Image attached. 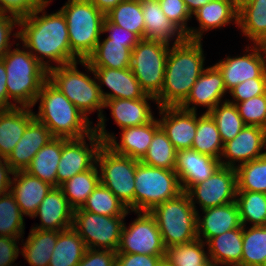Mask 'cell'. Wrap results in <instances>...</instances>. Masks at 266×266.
<instances>
[{
    "mask_svg": "<svg viewBox=\"0 0 266 266\" xmlns=\"http://www.w3.org/2000/svg\"><path fill=\"white\" fill-rule=\"evenodd\" d=\"M62 153V138H52L34 156L26 172L57 187V169Z\"/></svg>",
    "mask_w": 266,
    "mask_h": 266,
    "instance_id": "obj_32",
    "label": "cell"
},
{
    "mask_svg": "<svg viewBox=\"0 0 266 266\" xmlns=\"http://www.w3.org/2000/svg\"><path fill=\"white\" fill-rule=\"evenodd\" d=\"M232 1L239 8L243 3L247 2L248 0H232Z\"/></svg>",
    "mask_w": 266,
    "mask_h": 266,
    "instance_id": "obj_60",
    "label": "cell"
},
{
    "mask_svg": "<svg viewBox=\"0 0 266 266\" xmlns=\"http://www.w3.org/2000/svg\"><path fill=\"white\" fill-rule=\"evenodd\" d=\"M23 213L9 191L0 194V236L21 238L24 234Z\"/></svg>",
    "mask_w": 266,
    "mask_h": 266,
    "instance_id": "obj_46",
    "label": "cell"
},
{
    "mask_svg": "<svg viewBox=\"0 0 266 266\" xmlns=\"http://www.w3.org/2000/svg\"><path fill=\"white\" fill-rule=\"evenodd\" d=\"M223 147L218 127L212 117L208 113L197 117V130L191 149L220 160Z\"/></svg>",
    "mask_w": 266,
    "mask_h": 266,
    "instance_id": "obj_37",
    "label": "cell"
},
{
    "mask_svg": "<svg viewBox=\"0 0 266 266\" xmlns=\"http://www.w3.org/2000/svg\"><path fill=\"white\" fill-rule=\"evenodd\" d=\"M186 193L197 212L196 202L199 203L202 210L235 202L237 195L236 169L220 165L208 179L192 185Z\"/></svg>",
    "mask_w": 266,
    "mask_h": 266,
    "instance_id": "obj_13",
    "label": "cell"
},
{
    "mask_svg": "<svg viewBox=\"0 0 266 266\" xmlns=\"http://www.w3.org/2000/svg\"><path fill=\"white\" fill-rule=\"evenodd\" d=\"M94 70L98 85L107 86L112 92L106 93L100 86L102 97L112 99H140L147 94L141 88L130 68L110 69L104 67H91ZM101 83V84H100Z\"/></svg>",
    "mask_w": 266,
    "mask_h": 266,
    "instance_id": "obj_23",
    "label": "cell"
},
{
    "mask_svg": "<svg viewBox=\"0 0 266 266\" xmlns=\"http://www.w3.org/2000/svg\"><path fill=\"white\" fill-rule=\"evenodd\" d=\"M177 150L160 127L154 134L146 155L141 162L145 165L174 170Z\"/></svg>",
    "mask_w": 266,
    "mask_h": 266,
    "instance_id": "obj_40",
    "label": "cell"
},
{
    "mask_svg": "<svg viewBox=\"0 0 266 266\" xmlns=\"http://www.w3.org/2000/svg\"><path fill=\"white\" fill-rule=\"evenodd\" d=\"M262 148H266V129L246 125L233 140L224 144L220 165L235 168L238 161L240 164L250 162L266 154Z\"/></svg>",
    "mask_w": 266,
    "mask_h": 266,
    "instance_id": "obj_16",
    "label": "cell"
},
{
    "mask_svg": "<svg viewBox=\"0 0 266 266\" xmlns=\"http://www.w3.org/2000/svg\"><path fill=\"white\" fill-rule=\"evenodd\" d=\"M97 167L95 163L89 170L78 173L60 185L64 196L74 210L83 206L88 196L100 183V170Z\"/></svg>",
    "mask_w": 266,
    "mask_h": 266,
    "instance_id": "obj_36",
    "label": "cell"
},
{
    "mask_svg": "<svg viewBox=\"0 0 266 266\" xmlns=\"http://www.w3.org/2000/svg\"><path fill=\"white\" fill-rule=\"evenodd\" d=\"M150 213L156 219L166 248L187 244L197 239L198 212L185 191L171 200L156 205Z\"/></svg>",
    "mask_w": 266,
    "mask_h": 266,
    "instance_id": "obj_7",
    "label": "cell"
},
{
    "mask_svg": "<svg viewBox=\"0 0 266 266\" xmlns=\"http://www.w3.org/2000/svg\"><path fill=\"white\" fill-rule=\"evenodd\" d=\"M182 192L175 170L138 162L135 173L134 212H150L156 205L171 200Z\"/></svg>",
    "mask_w": 266,
    "mask_h": 266,
    "instance_id": "obj_8",
    "label": "cell"
},
{
    "mask_svg": "<svg viewBox=\"0 0 266 266\" xmlns=\"http://www.w3.org/2000/svg\"><path fill=\"white\" fill-rule=\"evenodd\" d=\"M57 237L58 231L30 229L27 240L23 242L22 256L30 266H48Z\"/></svg>",
    "mask_w": 266,
    "mask_h": 266,
    "instance_id": "obj_34",
    "label": "cell"
},
{
    "mask_svg": "<svg viewBox=\"0 0 266 266\" xmlns=\"http://www.w3.org/2000/svg\"><path fill=\"white\" fill-rule=\"evenodd\" d=\"M230 95L234 98L228 102L237 104L242 101L251 99L255 96L266 93V78H251L247 79L239 85L235 86L229 91Z\"/></svg>",
    "mask_w": 266,
    "mask_h": 266,
    "instance_id": "obj_49",
    "label": "cell"
},
{
    "mask_svg": "<svg viewBox=\"0 0 266 266\" xmlns=\"http://www.w3.org/2000/svg\"><path fill=\"white\" fill-rule=\"evenodd\" d=\"M254 44H266V0H248L238 8V24Z\"/></svg>",
    "mask_w": 266,
    "mask_h": 266,
    "instance_id": "obj_33",
    "label": "cell"
},
{
    "mask_svg": "<svg viewBox=\"0 0 266 266\" xmlns=\"http://www.w3.org/2000/svg\"><path fill=\"white\" fill-rule=\"evenodd\" d=\"M117 252L87 248L77 266H115Z\"/></svg>",
    "mask_w": 266,
    "mask_h": 266,
    "instance_id": "obj_51",
    "label": "cell"
},
{
    "mask_svg": "<svg viewBox=\"0 0 266 266\" xmlns=\"http://www.w3.org/2000/svg\"><path fill=\"white\" fill-rule=\"evenodd\" d=\"M236 107L247 126L266 129V93L237 103Z\"/></svg>",
    "mask_w": 266,
    "mask_h": 266,
    "instance_id": "obj_47",
    "label": "cell"
},
{
    "mask_svg": "<svg viewBox=\"0 0 266 266\" xmlns=\"http://www.w3.org/2000/svg\"><path fill=\"white\" fill-rule=\"evenodd\" d=\"M17 240L19 243L20 238L0 236V266H13L20 250Z\"/></svg>",
    "mask_w": 266,
    "mask_h": 266,
    "instance_id": "obj_55",
    "label": "cell"
},
{
    "mask_svg": "<svg viewBox=\"0 0 266 266\" xmlns=\"http://www.w3.org/2000/svg\"><path fill=\"white\" fill-rule=\"evenodd\" d=\"M243 226L227 231L219 236L210 238L208 246V257L214 266H241L243 254Z\"/></svg>",
    "mask_w": 266,
    "mask_h": 266,
    "instance_id": "obj_30",
    "label": "cell"
},
{
    "mask_svg": "<svg viewBox=\"0 0 266 266\" xmlns=\"http://www.w3.org/2000/svg\"><path fill=\"white\" fill-rule=\"evenodd\" d=\"M226 92L224 80L219 69L215 65L206 67L180 107L188 111L197 112V105L205 106L207 110L204 113H209L217 104L222 103L221 99Z\"/></svg>",
    "mask_w": 266,
    "mask_h": 266,
    "instance_id": "obj_18",
    "label": "cell"
},
{
    "mask_svg": "<svg viewBox=\"0 0 266 266\" xmlns=\"http://www.w3.org/2000/svg\"><path fill=\"white\" fill-rule=\"evenodd\" d=\"M192 15L196 17L199 22V28H189V32L185 35L186 39L189 40H202L204 31L210 29H216L234 21L238 24V7L233 3L232 0H214L211 1Z\"/></svg>",
    "mask_w": 266,
    "mask_h": 266,
    "instance_id": "obj_24",
    "label": "cell"
},
{
    "mask_svg": "<svg viewBox=\"0 0 266 266\" xmlns=\"http://www.w3.org/2000/svg\"><path fill=\"white\" fill-rule=\"evenodd\" d=\"M235 202L238 206L242 226H266V193L237 191Z\"/></svg>",
    "mask_w": 266,
    "mask_h": 266,
    "instance_id": "obj_42",
    "label": "cell"
},
{
    "mask_svg": "<svg viewBox=\"0 0 266 266\" xmlns=\"http://www.w3.org/2000/svg\"><path fill=\"white\" fill-rule=\"evenodd\" d=\"M105 17L113 24L136 33L144 39V19L140 0H123Z\"/></svg>",
    "mask_w": 266,
    "mask_h": 266,
    "instance_id": "obj_39",
    "label": "cell"
},
{
    "mask_svg": "<svg viewBox=\"0 0 266 266\" xmlns=\"http://www.w3.org/2000/svg\"><path fill=\"white\" fill-rule=\"evenodd\" d=\"M169 48L161 41L141 39L132 49L130 69L143 91L154 98L162 90Z\"/></svg>",
    "mask_w": 266,
    "mask_h": 266,
    "instance_id": "obj_10",
    "label": "cell"
},
{
    "mask_svg": "<svg viewBox=\"0 0 266 266\" xmlns=\"http://www.w3.org/2000/svg\"><path fill=\"white\" fill-rule=\"evenodd\" d=\"M243 226L241 266H263L266 262V226Z\"/></svg>",
    "mask_w": 266,
    "mask_h": 266,
    "instance_id": "obj_45",
    "label": "cell"
},
{
    "mask_svg": "<svg viewBox=\"0 0 266 266\" xmlns=\"http://www.w3.org/2000/svg\"><path fill=\"white\" fill-rule=\"evenodd\" d=\"M6 69L8 98L20 107L35 106L37 95L48 79V70L29 52L9 49L2 57Z\"/></svg>",
    "mask_w": 266,
    "mask_h": 266,
    "instance_id": "obj_5",
    "label": "cell"
},
{
    "mask_svg": "<svg viewBox=\"0 0 266 266\" xmlns=\"http://www.w3.org/2000/svg\"><path fill=\"white\" fill-rule=\"evenodd\" d=\"M9 174L13 175L14 171L5 159L0 158V194L10 191L12 179Z\"/></svg>",
    "mask_w": 266,
    "mask_h": 266,
    "instance_id": "obj_57",
    "label": "cell"
},
{
    "mask_svg": "<svg viewBox=\"0 0 266 266\" xmlns=\"http://www.w3.org/2000/svg\"><path fill=\"white\" fill-rule=\"evenodd\" d=\"M220 166V160L192 149L177 151L175 171L182 191L208 179Z\"/></svg>",
    "mask_w": 266,
    "mask_h": 266,
    "instance_id": "obj_22",
    "label": "cell"
},
{
    "mask_svg": "<svg viewBox=\"0 0 266 266\" xmlns=\"http://www.w3.org/2000/svg\"><path fill=\"white\" fill-rule=\"evenodd\" d=\"M60 10L67 21L71 52L87 60L103 34L105 14L89 0H68Z\"/></svg>",
    "mask_w": 266,
    "mask_h": 266,
    "instance_id": "obj_6",
    "label": "cell"
},
{
    "mask_svg": "<svg viewBox=\"0 0 266 266\" xmlns=\"http://www.w3.org/2000/svg\"><path fill=\"white\" fill-rule=\"evenodd\" d=\"M39 112L34 118L45 124L53 137L78 139L90 135L92 122L48 79L41 87Z\"/></svg>",
    "mask_w": 266,
    "mask_h": 266,
    "instance_id": "obj_4",
    "label": "cell"
},
{
    "mask_svg": "<svg viewBox=\"0 0 266 266\" xmlns=\"http://www.w3.org/2000/svg\"><path fill=\"white\" fill-rule=\"evenodd\" d=\"M47 0H0V13H9L18 18L30 15Z\"/></svg>",
    "mask_w": 266,
    "mask_h": 266,
    "instance_id": "obj_50",
    "label": "cell"
},
{
    "mask_svg": "<svg viewBox=\"0 0 266 266\" xmlns=\"http://www.w3.org/2000/svg\"><path fill=\"white\" fill-rule=\"evenodd\" d=\"M80 209L104 216H127L130 213L113 192L101 183L96 186Z\"/></svg>",
    "mask_w": 266,
    "mask_h": 266,
    "instance_id": "obj_41",
    "label": "cell"
},
{
    "mask_svg": "<svg viewBox=\"0 0 266 266\" xmlns=\"http://www.w3.org/2000/svg\"><path fill=\"white\" fill-rule=\"evenodd\" d=\"M208 114L215 121L223 144L233 140L246 126L236 105L227 100L217 104Z\"/></svg>",
    "mask_w": 266,
    "mask_h": 266,
    "instance_id": "obj_43",
    "label": "cell"
},
{
    "mask_svg": "<svg viewBox=\"0 0 266 266\" xmlns=\"http://www.w3.org/2000/svg\"><path fill=\"white\" fill-rule=\"evenodd\" d=\"M165 256L117 253L115 266H158Z\"/></svg>",
    "mask_w": 266,
    "mask_h": 266,
    "instance_id": "obj_52",
    "label": "cell"
},
{
    "mask_svg": "<svg viewBox=\"0 0 266 266\" xmlns=\"http://www.w3.org/2000/svg\"><path fill=\"white\" fill-rule=\"evenodd\" d=\"M160 7L169 20L185 35L189 32L187 21L192 18L183 0H161Z\"/></svg>",
    "mask_w": 266,
    "mask_h": 266,
    "instance_id": "obj_48",
    "label": "cell"
},
{
    "mask_svg": "<svg viewBox=\"0 0 266 266\" xmlns=\"http://www.w3.org/2000/svg\"><path fill=\"white\" fill-rule=\"evenodd\" d=\"M188 11L192 15L199 8L214 0H183Z\"/></svg>",
    "mask_w": 266,
    "mask_h": 266,
    "instance_id": "obj_59",
    "label": "cell"
},
{
    "mask_svg": "<svg viewBox=\"0 0 266 266\" xmlns=\"http://www.w3.org/2000/svg\"><path fill=\"white\" fill-rule=\"evenodd\" d=\"M109 32L108 39L118 43H138L141 38L125 28L111 23L106 17L103 23V33Z\"/></svg>",
    "mask_w": 266,
    "mask_h": 266,
    "instance_id": "obj_54",
    "label": "cell"
},
{
    "mask_svg": "<svg viewBox=\"0 0 266 266\" xmlns=\"http://www.w3.org/2000/svg\"><path fill=\"white\" fill-rule=\"evenodd\" d=\"M33 119L34 112L30 107L0 110V158L9 156Z\"/></svg>",
    "mask_w": 266,
    "mask_h": 266,
    "instance_id": "obj_28",
    "label": "cell"
},
{
    "mask_svg": "<svg viewBox=\"0 0 266 266\" xmlns=\"http://www.w3.org/2000/svg\"><path fill=\"white\" fill-rule=\"evenodd\" d=\"M135 213L138 216L128 228L123 224L117 253L165 256L166 247L154 216L147 211Z\"/></svg>",
    "mask_w": 266,
    "mask_h": 266,
    "instance_id": "obj_12",
    "label": "cell"
},
{
    "mask_svg": "<svg viewBox=\"0 0 266 266\" xmlns=\"http://www.w3.org/2000/svg\"><path fill=\"white\" fill-rule=\"evenodd\" d=\"M97 9L107 14L123 0H89Z\"/></svg>",
    "mask_w": 266,
    "mask_h": 266,
    "instance_id": "obj_58",
    "label": "cell"
},
{
    "mask_svg": "<svg viewBox=\"0 0 266 266\" xmlns=\"http://www.w3.org/2000/svg\"><path fill=\"white\" fill-rule=\"evenodd\" d=\"M160 127L177 151L191 149L197 130V113L180 106L159 107Z\"/></svg>",
    "mask_w": 266,
    "mask_h": 266,
    "instance_id": "obj_17",
    "label": "cell"
},
{
    "mask_svg": "<svg viewBox=\"0 0 266 266\" xmlns=\"http://www.w3.org/2000/svg\"><path fill=\"white\" fill-rule=\"evenodd\" d=\"M144 19V39L161 41L170 45L181 43L186 39L185 34L163 13L157 0H140Z\"/></svg>",
    "mask_w": 266,
    "mask_h": 266,
    "instance_id": "obj_25",
    "label": "cell"
},
{
    "mask_svg": "<svg viewBox=\"0 0 266 266\" xmlns=\"http://www.w3.org/2000/svg\"><path fill=\"white\" fill-rule=\"evenodd\" d=\"M52 138L49 128L34 118L5 160L14 172L25 171L36 153Z\"/></svg>",
    "mask_w": 266,
    "mask_h": 266,
    "instance_id": "obj_21",
    "label": "cell"
},
{
    "mask_svg": "<svg viewBox=\"0 0 266 266\" xmlns=\"http://www.w3.org/2000/svg\"><path fill=\"white\" fill-rule=\"evenodd\" d=\"M51 1L47 0L30 15L19 18L18 26L22 28L13 34L21 39L23 49H28L47 70L53 67L48 63L51 60L57 66L80 61L71 52L67 21L62 11L52 14L44 11ZM41 12L42 15L38 16Z\"/></svg>",
    "mask_w": 266,
    "mask_h": 266,
    "instance_id": "obj_1",
    "label": "cell"
},
{
    "mask_svg": "<svg viewBox=\"0 0 266 266\" xmlns=\"http://www.w3.org/2000/svg\"><path fill=\"white\" fill-rule=\"evenodd\" d=\"M148 100L156 98L146 95L140 99L105 100L104 108L109 107L116 124L121 128L148 124L154 119Z\"/></svg>",
    "mask_w": 266,
    "mask_h": 266,
    "instance_id": "obj_29",
    "label": "cell"
},
{
    "mask_svg": "<svg viewBox=\"0 0 266 266\" xmlns=\"http://www.w3.org/2000/svg\"><path fill=\"white\" fill-rule=\"evenodd\" d=\"M86 249L84 241L73 228L59 231L48 266H77Z\"/></svg>",
    "mask_w": 266,
    "mask_h": 266,
    "instance_id": "obj_35",
    "label": "cell"
},
{
    "mask_svg": "<svg viewBox=\"0 0 266 266\" xmlns=\"http://www.w3.org/2000/svg\"><path fill=\"white\" fill-rule=\"evenodd\" d=\"M137 44L112 42V40L105 38V40H99L94 52L86 61L91 67L130 68L132 49Z\"/></svg>",
    "mask_w": 266,
    "mask_h": 266,
    "instance_id": "obj_31",
    "label": "cell"
},
{
    "mask_svg": "<svg viewBox=\"0 0 266 266\" xmlns=\"http://www.w3.org/2000/svg\"><path fill=\"white\" fill-rule=\"evenodd\" d=\"M202 43L185 39L169 48L164 82L156 98L159 107L180 106L189 96L193 85L205 70Z\"/></svg>",
    "mask_w": 266,
    "mask_h": 266,
    "instance_id": "obj_2",
    "label": "cell"
},
{
    "mask_svg": "<svg viewBox=\"0 0 266 266\" xmlns=\"http://www.w3.org/2000/svg\"><path fill=\"white\" fill-rule=\"evenodd\" d=\"M202 211L205 214L202 219L197 213V238L200 240L205 238V243L214 236H219L241 226L236 202L207 208Z\"/></svg>",
    "mask_w": 266,
    "mask_h": 266,
    "instance_id": "obj_26",
    "label": "cell"
},
{
    "mask_svg": "<svg viewBox=\"0 0 266 266\" xmlns=\"http://www.w3.org/2000/svg\"><path fill=\"white\" fill-rule=\"evenodd\" d=\"M159 128V121L154 118L148 124L121 129V143L117 142L113 133L108 132L106 145L117 154L141 161Z\"/></svg>",
    "mask_w": 266,
    "mask_h": 266,
    "instance_id": "obj_20",
    "label": "cell"
},
{
    "mask_svg": "<svg viewBox=\"0 0 266 266\" xmlns=\"http://www.w3.org/2000/svg\"><path fill=\"white\" fill-rule=\"evenodd\" d=\"M252 47L247 46L248 53L243 56H228L214 64L222 75L227 91L247 79L266 78V49L263 44Z\"/></svg>",
    "mask_w": 266,
    "mask_h": 266,
    "instance_id": "obj_15",
    "label": "cell"
},
{
    "mask_svg": "<svg viewBox=\"0 0 266 266\" xmlns=\"http://www.w3.org/2000/svg\"><path fill=\"white\" fill-rule=\"evenodd\" d=\"M139 160L115 153L106 144L100 147L96 164L100 167V183L130 211H134L135 173Z\"/></svg>",
    "mask_w": 266,
    "mask_h": 266,
    "instance_id": "obj_9",
    "label": "cell"
},
{
    "mask_svg": "<svg viewBox=\"0 0 266 266\" xmlns=\"http://www.w3.org/2000/svg\"><path fill=\"white\" fill-rule=\"evenodd\" d=\"M19 25V18L7 13H0V59L11 48L10 35L13 28Z\"/></svg>",
    "mask_w": 266,
    "mask_h": 266,
    "instance_id": "obj_53",
    "label": "cell"
},
{
    "mask_svg": "<svg viewBox=\"0 0 266 266\" xmlns=\"http://www.w3.org/2000/svg\"><path fill=\"white\" fill-rule=\"evenodd\" d=\"M90 141L91 148L86 144ZM62 138V153L57 169V187L78 173L89 170L96 163L97 152L103 145L102 139L93 131L87 137Z\"/></svg>",
    "mask_w": 266,
    "mask_h": 266,
    "instance_id": "obj_14",
    "label": "cell"
},
{
    "mask_svg": "<svg viewBox=\"0 0 266 266\" xmlns=\"http://www.w3.org/2000/svg\"><path fill=\"white\" fill-rule=\"evenodd\" d=\"M158 266H171L165 259H163Z\"/></svg>",
    "mask_w": 266,
    "mask_h": 266,
    "instance_id": "obj_61",
    "label": "cell"
},
{
    "mask_svg": "<svg viewBox=\"0 0 266 266\" xmlns=\"http://www.w3.org/2000/svg\"><path fill=\"white\" fill-rule=\"evenodd\" d=\"M12 176L14 177L10 192L14 195L23 215H28L32 218L38 206L53 186L26 171H16Z\"/></svg>",
    "mask_w": 266,
    "mask_h": 266,
    "instance_id": "obj_27",
    "label": "cell"
},
{
    "mask_svg": "<svg viewBox=\"0 0 266 266\" xmlns=\"http://www.w3.org/2000/svg\"><path fill=\"white\" fill-rule=\"evenodd\" d=\"M205 244L197 238L187 244L171 246L166 248L164 259L171 266H214L205 253Z\"/></svg>",
    "mask_w": 266,
    "mask_h": 266,
    "instance_id": "obj_38",
    "label": "cell"
},
{
    "mask_svg": "<svg viewBox=\"0 0 266 266\" xmlns=\"http://www.w3.org/2000/svg\"><path fill=\"white\" fill-rule=\"evenodd\" d=\"M77 62L92 72L94 79L77 69ZM48 80L58 88L88 119V114L98 111V123L94 132L107 143V130H105V116L102 114L104 99L100 86L96 81L94 70L86 60L76 61L61 66H53L48 70Z\"/></svg>",
    "mask_w": 266,
    "mask_h": 266,
    "instance_id": "obj_3",
    "label": "cell"
},
{
    "mask_svg": "<svg viewBox=\"0 0 266 266\" xmlns=\"http://www.w3.org/2000/svg\"><path fill=\"white\" fill-rule=\"evenodd\" d=\"M6 81V69L3 60L0 59V110H7L18 106L17 104L11 103L10 99L8 98Z\"/></svg>",
    "mask_w": 266,
    "mask_h": 266,
    "instance_id": "obj_56",
    "label": "cell"
},
{
    "mask_svg": "<svg viewBox=\"0 0 266 266\" xmlns=\"http://www.w3.org/2000/svg\"><path fill=\"white\" fill-rule=\"evenodd\" d=\"M126 216H104L80 208L74 210L72 228L86 248L117 252Z\"/></svg>",
    "mask_w": 266,
    "mask_h": 266,
    "instance_id": "obj_11",
    "label": "cell"
},
{
    "mask_svg": "<svg viewBox=\"0 0 266 266\" xmlns=\"http://www.w3.org/2000/svg\"><path fill=\"white\" fill-rule=\"evenodd\" d=\"M237 191L266 193V154L250 162L238 164Z\"/></svg>",
    "mask_w": 266,
    "mask_h": 266,
    "instance_id": "obj_44",
    "label": "cell"
},
{
    "mask_svg": "<svg viewBox=\"0 0 266 266\" xmlns=\"http://www.w3.org/2000/svg\"><path fill=\"white\" fill-rule=\"evenodd\" d=\"M74 209L64 196L60 187H53L38 206L34 217H39L41 224L32 229L64 231L72 228Z\"/></svg>",
    "mask_w": 266,
    "mask_h": 266,
    "instance_id": "obj_19",
    "label": "cell"
}]
</instances>
